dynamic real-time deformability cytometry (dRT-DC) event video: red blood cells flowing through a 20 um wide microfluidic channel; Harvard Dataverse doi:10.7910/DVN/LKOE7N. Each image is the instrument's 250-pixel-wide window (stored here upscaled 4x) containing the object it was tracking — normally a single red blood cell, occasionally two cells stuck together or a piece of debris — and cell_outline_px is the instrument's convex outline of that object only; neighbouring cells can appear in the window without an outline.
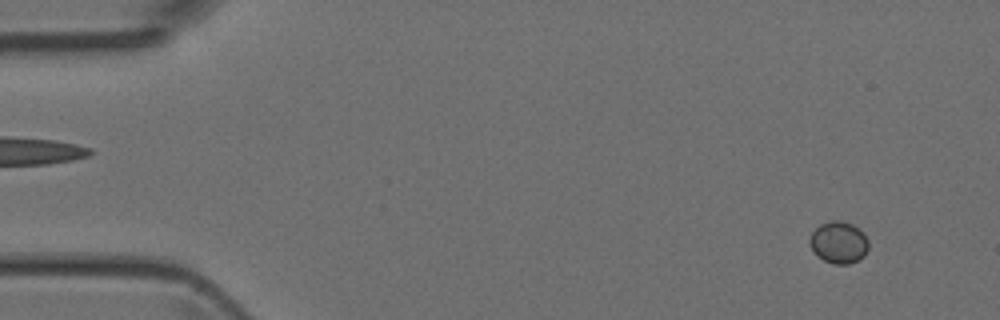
{"species": "Egyptian fruit bat (a non-hibernating species)", "species_latin": "Rousettus aegyptiacus", "temperature_condition": "room temperature", "stored_images_in_passage": 48, "camera_frame_rate_fps": 3000, "um_per_image_px": 0.085, "animal": {"sex": "female"}, "frame": {"image": 1, "passage_image": 4, "time_ms": 1.0, "image_size_px": [1000, 320], "cell_outline_px": [[868, 248], [864, 256], [848, 264], [832, 264], [824, 260], [812, 248], [808, 240], [812, 232], [820, 224], [832, 220], [840, 220], [852, 224], [860, 228], [864, 232], [868, 240]], "centroid_in_image_um": [71.32, 20.58], "position_along_channel_um": 13.7, "area_um2": 14.33}}
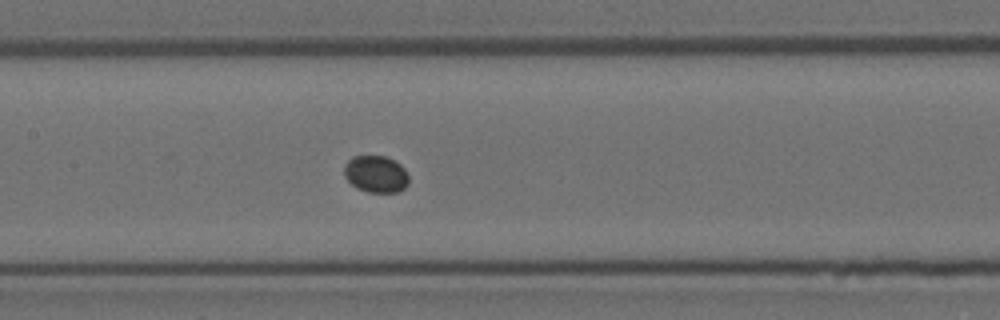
{"frame": {"image": 2, "passage_image": 23, "time_ms": 7.333, "image_size_px": [1000, 320], "cell_outline_px": [[408, 184], [404, 188], [396, 192], [368, 192], [356, 188], [344, 176], [344, 164], [352, 156], [384, 156], [400, 164], [404, 168], [408, 176]], "centroid_in_image_um": [31.93, 14.79], "position_along_channel_um": 175.5, "area_um2": 13.87}}
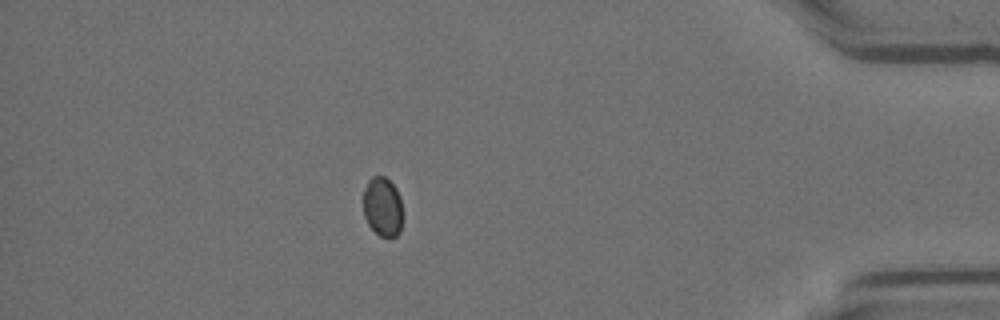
{"frame": {"image": 3, "passage_image": 42, "time_ms": 13.667, "image_size_px": [1000, 320], "cell_outline_px": [[400, 232], [396, 236], [380, 236], [368, 224], [364, 216], [364, 188], [368, 180], [372, 176], [384, 176], [396, 188], [400, 196]], "centroid_in_image_um": [32.49, 17.55], "position_along_channel_um": 402.7, "area_um2": 13.29}}